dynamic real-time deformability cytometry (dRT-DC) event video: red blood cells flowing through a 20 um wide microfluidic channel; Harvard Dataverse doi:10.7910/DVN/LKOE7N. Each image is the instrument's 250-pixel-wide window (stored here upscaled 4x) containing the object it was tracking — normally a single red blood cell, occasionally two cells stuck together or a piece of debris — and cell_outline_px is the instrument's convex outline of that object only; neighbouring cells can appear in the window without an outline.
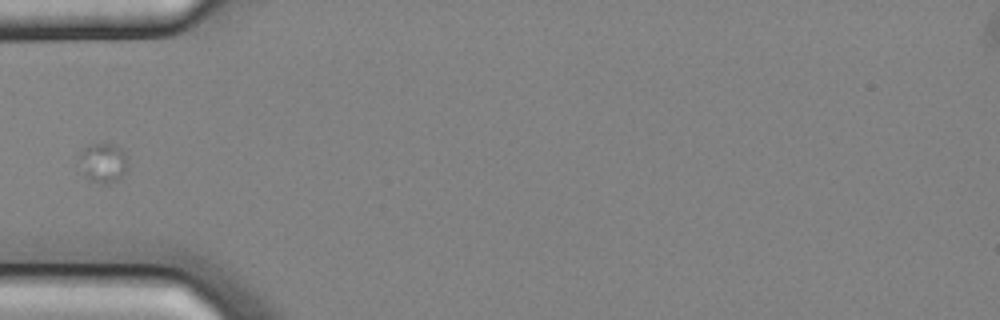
{"species": "common noctule bat (a hibernating species)", "species_latin": "Nyctalus noctula", "temperature_condition": "cold", "stored_images_in_passage": 1, "camera_frame_rate_fps": 3000, "um_per_image_px": 0.085, "animal": {"sex": "male", "body_mass_g": 20.4}, "frame": {"image": 1, "passage_image": 1, "time_ms": 0.0, "image_size_px": [1000, 320], "cell_outline_px": [[128, 164], [124, 172], [116, 180], [108, 184], [104, 184], [88, 180], [84, 176], [80, 156], [80, 152], [84, 148], [92, 144], [104, 140], [124, 148]], "centroid_in_image_um": [8.79, 13.78], "position_along_channel_um": 76.2, "area_um2": 11.44}}